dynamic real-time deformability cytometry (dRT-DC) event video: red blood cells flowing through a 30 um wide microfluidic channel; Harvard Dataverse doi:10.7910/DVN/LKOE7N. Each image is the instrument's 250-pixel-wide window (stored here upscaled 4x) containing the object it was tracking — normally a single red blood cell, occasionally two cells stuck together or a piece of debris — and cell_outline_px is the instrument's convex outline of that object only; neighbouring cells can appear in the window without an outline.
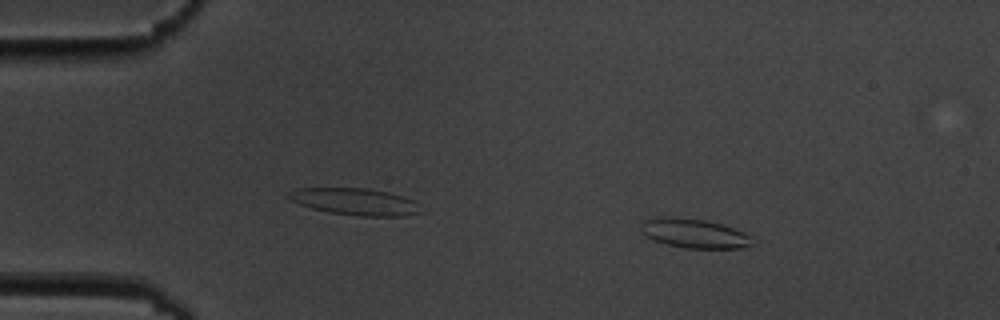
{"species": "common noctule bat (a hibernating species)", "species_latin": "Nyctalus noctula", "temperature_condition": "cold", "stored_images_in_passage": 4, "camera_frame_rate_fps": 3000, "um_per_image_px": 0.085, "animal": {"sex": "male", "body_mass_g": 19.5, "forearm_length_mm": 54.6}, "frame": {"image": 1, "passage_image": 2, "time_ms": 1.333, "image_size_px": [1000, 320], "cell_outline_px": [[752, 244], [744, 248], [684, 248], [652, 240], [644, 236], [640, 232], [640, 224], [644, 220], [668, 216], [704, 220], [720, 224], [744, 232], [748, 236]], "centroid_in_image_um": [58.93, 19.84], "position_along_channel_um": 26.1, "area_um2": 18.84}}